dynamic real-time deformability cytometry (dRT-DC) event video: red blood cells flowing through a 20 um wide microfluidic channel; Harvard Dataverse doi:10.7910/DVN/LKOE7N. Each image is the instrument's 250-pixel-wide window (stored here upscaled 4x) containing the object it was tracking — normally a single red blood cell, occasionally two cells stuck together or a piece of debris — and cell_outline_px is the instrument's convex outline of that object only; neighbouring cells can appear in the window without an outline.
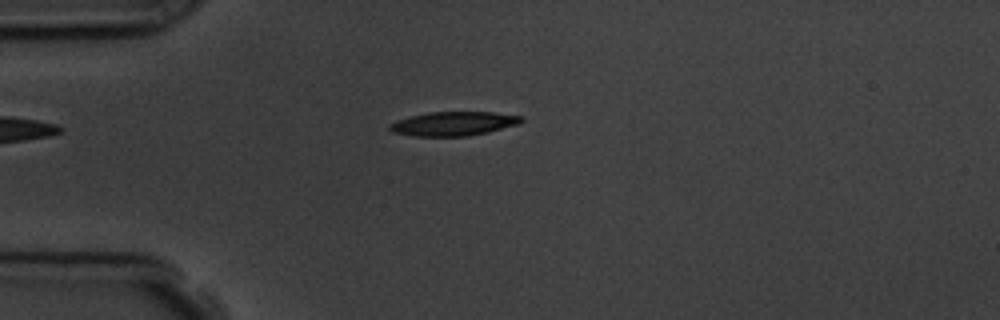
{"species": "common noctule bat (a hibernating species)", "species_latin": "Nyctalus noctula", "temperature_condition": "room temperature", "stored_images_in_passage": 5, "camera_frame_rate_fps": 3000, "um_per_image_px": 0.085, "animal": {"sex": "male", "body_mass_g": 19.5, "forearm_length_mm": 54.6}, "frame": {"image": 1, "passage_image": 3, "time_ms": 3.333, "image_size_px": [1000, 320], "cell_outline_px": [[524, 120], [520, 124], [488, 132], [468, 136], [412, 136], [392, 132], [388, 128], [388, 124], [396, 120], [428, 112], [492, 112], [524, 116]], "centroid_in_image_um": [38.56, 10.51], "position_along_channel_um": 46.4, "area_um2": 18.61}}